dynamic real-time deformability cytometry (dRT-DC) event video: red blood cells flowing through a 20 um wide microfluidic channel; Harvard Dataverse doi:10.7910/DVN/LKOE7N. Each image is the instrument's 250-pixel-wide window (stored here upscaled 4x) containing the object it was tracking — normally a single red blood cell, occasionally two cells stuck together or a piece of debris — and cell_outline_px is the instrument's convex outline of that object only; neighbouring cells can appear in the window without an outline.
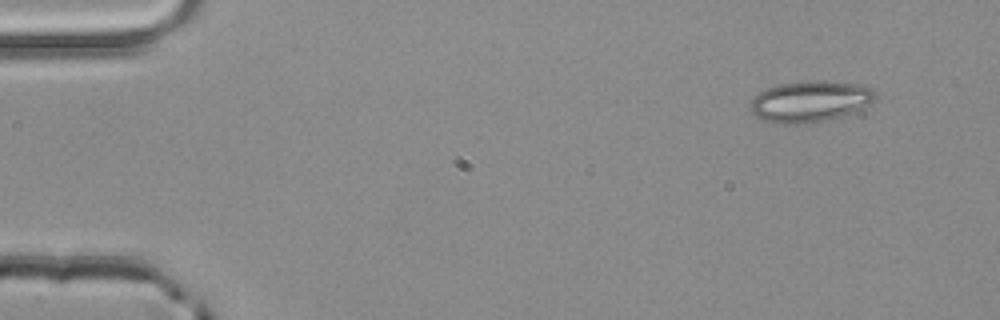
{"species": "common noctule bat (a hibernating species)", "species_latin": "Nyctalus noctula", "temperature_condition": "room temperature", "stored_images_in_passage": 3, "camera_frame_rate_fps": 3000, "um_per_image_px": 0.085, "animal": {"sex": "male", "body_mass_g": 20.4}, "frame": {"image": 1, "passage_image": 1, "time_ms": 0.0, "image_size_px": [1000, 320], "cell_outline_px": [[876, 96], [872, 104], [852, 112], [840, 116], [824, 120], [800, 124], [784, 124], [764, 120], [756, 116], [752, 112], [748, 104], [760, 92], [768, 88], [780, 84], [808, 80], [824, 80], [860, 84], [872, 88], [876, 92]], "centroid_in_image_um": [68.89, 8.6], "position_along_channel_um": 16.1, "area_um2": 30.0}}